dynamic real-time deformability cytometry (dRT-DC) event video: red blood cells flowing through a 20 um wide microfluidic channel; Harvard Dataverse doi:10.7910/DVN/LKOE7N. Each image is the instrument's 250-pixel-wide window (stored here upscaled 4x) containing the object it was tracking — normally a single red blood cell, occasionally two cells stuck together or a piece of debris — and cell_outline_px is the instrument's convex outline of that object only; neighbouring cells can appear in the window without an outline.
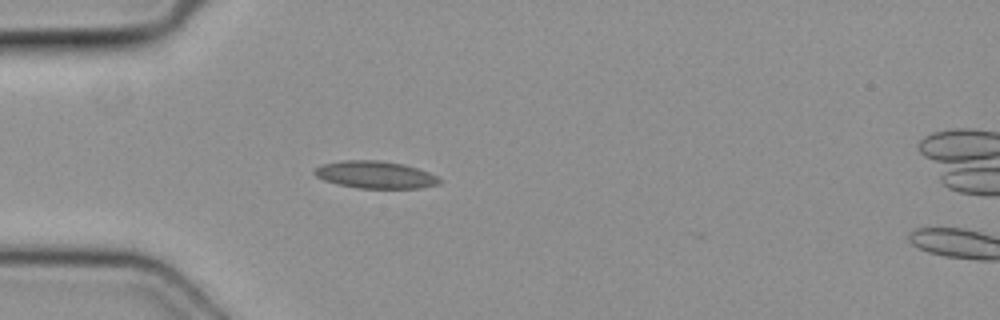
{"species": "common noctule bat (a hibernating species)", "species_latin": "Nyctalus noctula", "temperature_condition": "cold", "stored_images_in_passage": 5, "camera_frame_rate_fps": 3000, "um_per_image_px": 0.085, "animal": {"sex": "female", "body_mass_g": 19.3, "forearm_length_mm": 54.1}, "frame": {"image": 1, "passage_image": 4, "time_ms": 1.0, "image_size_px": [1000, 320], "cell_outline_px": [[440, 184], [420, 188], [356, 188], [336, 184], [324, 180], [316, 176], [312, 172], [320, 164], [344, 160], [380, 160], [404, 164], [428, 172], [436, 176], [440, 180]], "centroid_in_image_um": [31.86, 14.85], "position_along_channel_um": 53.1, "area_um2": 19.94}}